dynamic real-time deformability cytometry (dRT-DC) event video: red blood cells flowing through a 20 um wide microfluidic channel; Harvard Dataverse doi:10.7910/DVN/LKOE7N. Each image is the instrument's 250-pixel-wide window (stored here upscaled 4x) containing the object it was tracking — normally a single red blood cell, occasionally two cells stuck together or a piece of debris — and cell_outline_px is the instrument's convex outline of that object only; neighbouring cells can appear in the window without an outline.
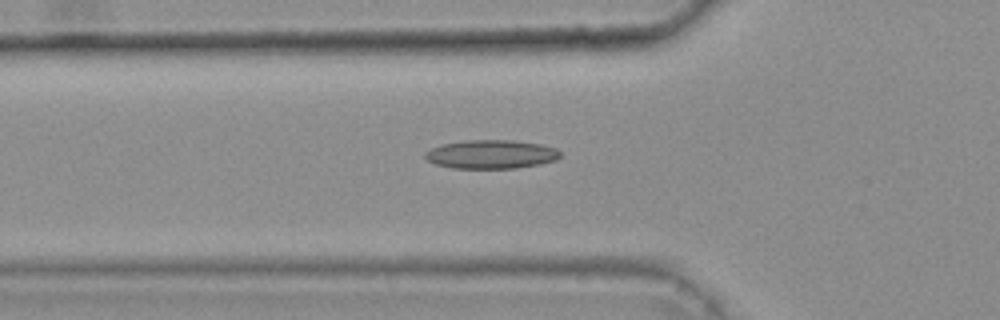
{"species": "common noctule bat (a hibernating species)", "species_latin": "Nyctalus noctula", "temperature_condition": "warm", "stored_images_in_passage": 42, "camera_frame_rate_fps": 3000, "um_per_image_px": 0.085, "animal": {"sex": "female", "body_mass_g": 25.1}, "frame": {"image": 1, "passage_image": 13, "time_ms": 4.0, "image_size_px": [1000, 320], "cell_outline_px": [[560, 156], [556, 160], [540, 164], [516, 168], [452, 168], [436, 164], [428, 160], [424, 156], [424, 152], [432, 148], [444, 144], [464, 140], [512, 140], [540, 144], [556, 148], [560, 152]], "centroid_in_image_um": [41.75, 13.11], "position_along_channel_um": 84.0, "area_um2": 22.54}, "authors_computed_cell_mechanics": {"area_um2": 20.6635, "velocity_mm_per_s": 3.7635, "shape_relaxation_time_tau1_ms": null, "shape_relaxation_time_tau2_ms": 7.8746, "deformation_change_tau1": null, "deformation_change_tau2": 0.1905}}